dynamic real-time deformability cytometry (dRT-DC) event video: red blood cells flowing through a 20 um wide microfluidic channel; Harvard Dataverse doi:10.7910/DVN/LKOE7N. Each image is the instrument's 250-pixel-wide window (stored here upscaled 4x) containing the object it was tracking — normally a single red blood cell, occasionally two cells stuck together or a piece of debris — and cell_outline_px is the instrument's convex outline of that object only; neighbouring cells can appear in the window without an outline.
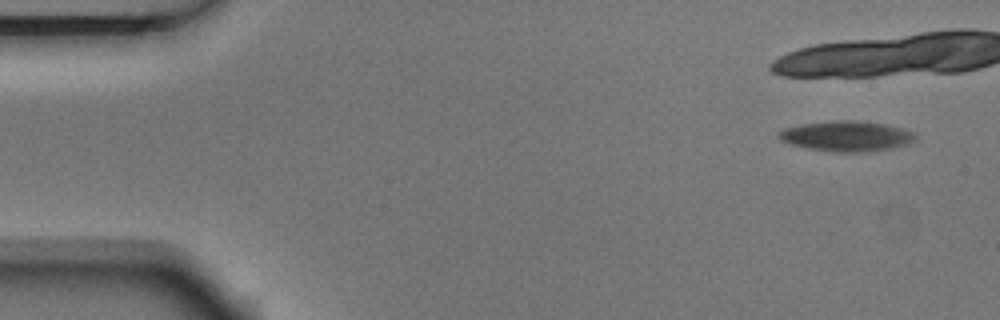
{"species": "Egyptian fruit bat (a non-hibernating species)", "species_latin": "Rousettus aegyptiacus", "temperature_condition": "room temperature", "stored_images_in_passage": 7, "camera_frame_rate_fps": 3000, "um_per_image_px": 0.085, "animal": {"sex": "male"}, "frame": {"image": 1, "passage_image": 1, "time_ms": 0.0, "image_size_px": [1000, 320], "cell_outline_px": [[916, 140], [908, 144], [892, 148], [864, 152], [836, 152], [808, 148], [792, 144], [780, 140], [780, 132], [784, 128], [804, 124], [836, 120], [852, 120], [884, 124], [900, 128], [912, 132], [916, 136]], "centroid_in_image_um": [71.99, 11.58], "position_along_channel_um": 13.0, "area_um2": 23.76}}